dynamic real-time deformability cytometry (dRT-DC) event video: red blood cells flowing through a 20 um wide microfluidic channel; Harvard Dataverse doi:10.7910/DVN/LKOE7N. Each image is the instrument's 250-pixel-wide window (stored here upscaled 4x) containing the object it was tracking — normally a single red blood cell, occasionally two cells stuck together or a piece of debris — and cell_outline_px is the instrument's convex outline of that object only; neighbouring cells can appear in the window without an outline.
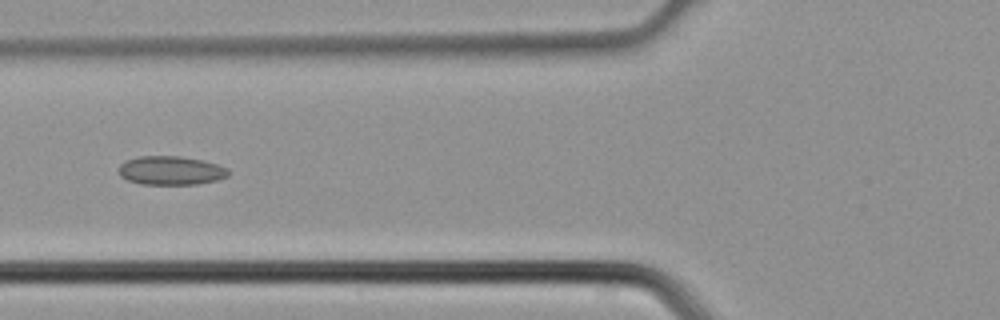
{"species": "common noctule bat (a hibernating species)", "species_latin": "Nyctalus noctula", "temperature_condition": "cold", "stored_images_in_passage": 4, "camera_frame_rate_fps": 3000, "um_per_image_px": 0.085, "animal": {"sex": "male", "body_mass_g": 21.5, "forearm_length_mm": 52.0}, "frame": {"image": 1, "passage_image": 4, "time_ms": 1.0, "image_size_px": [1000, 320], "cell_outline_px": [[228, 176], [216, 180], [196, 184], [140, 184], [128, 180], [120, 176], [120, 164], [128, 160], [140, 156], [180, 156], [200, 160], [216, 164], [228, 168]], "centroid_in_image_um": [14.52, 14.5], "position_along_channel_um": 111.3, "area_um2": 18.15}}